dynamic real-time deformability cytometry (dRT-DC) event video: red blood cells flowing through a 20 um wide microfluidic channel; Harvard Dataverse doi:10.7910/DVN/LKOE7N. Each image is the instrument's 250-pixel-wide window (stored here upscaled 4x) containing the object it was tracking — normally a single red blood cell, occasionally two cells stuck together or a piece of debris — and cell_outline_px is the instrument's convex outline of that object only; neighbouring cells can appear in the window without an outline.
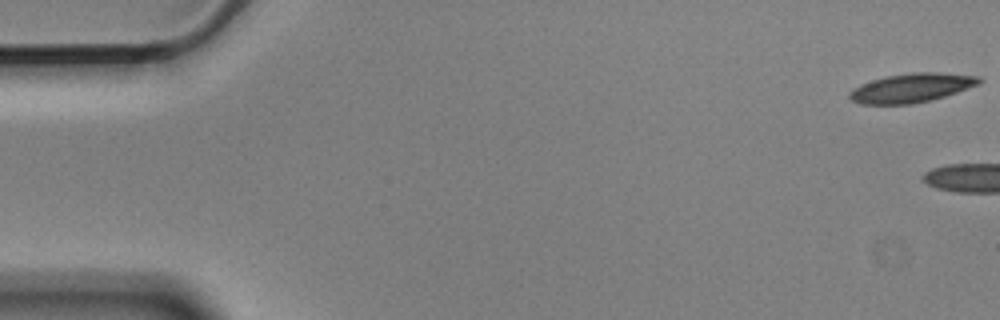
{"species": "Egyptian fruit bat (a non-hibernating species)", "species_latin": "Rousettus aegyptiacus", "temperature_condition": "cold", "stored_images_in_passage": 2, "camera_frame_rate_fps": 3000, "um_per_image_px": 0.085, "animal": {"sex": "male"}, "frame": {"image": 1, "passage_image": 1, "time_ms": 0.0, "image_size_px": [1000, 320], "cell_outline_px": [[984, 80], [980, 84], [944, 96], [912, 104], [860, 104], [852, 100], [848, 96], [848, 92], [852, 88], [860, 84], [884, 76], [912, 72], [936, 72], [980, 76]], "centroid_in_image_um": [77.46, 7.46], "position_along_channel_um": 7.5, "area_um2": 22.02}}